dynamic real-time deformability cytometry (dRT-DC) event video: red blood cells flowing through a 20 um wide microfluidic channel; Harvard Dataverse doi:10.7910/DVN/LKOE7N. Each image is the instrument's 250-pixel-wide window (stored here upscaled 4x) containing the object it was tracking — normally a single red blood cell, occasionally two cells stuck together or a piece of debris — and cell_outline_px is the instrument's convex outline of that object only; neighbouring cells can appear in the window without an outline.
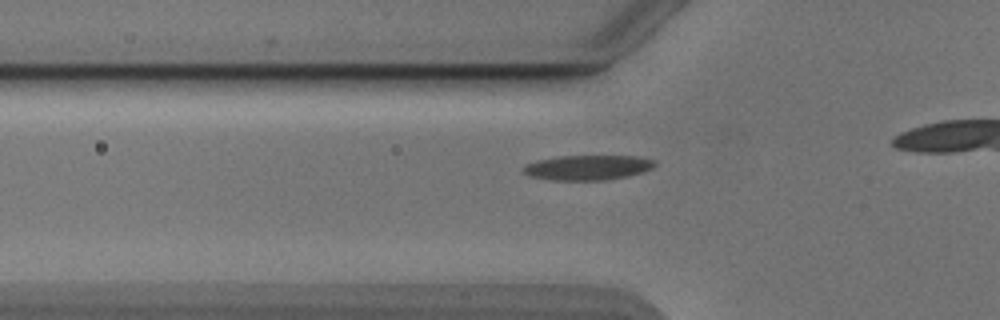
{"species": "Egyptian fruit bat (a non-hibernating species)", "species_latin": "Rousettus aegyptiacus", "temperature_condition": "cold", "stored_images_in_passage": 10, "camera_frame_rate_fps": 3000, "um_per_image_px": 0.085, "animal": {"sex": "male"}, "frame": {"image": 1, "passage_image": 4, "time_ms": 1.0, "image_size_px": [1000, 320], "cell_outline_px": [[656, 164], [652, 168], [644, 172], [628, 176], [608, 180], [552, 180], [528, 176], [520, 168], [524, 164], [536, 160], [560, 156], [636, 156], [656, 160]], "centroid_in_image_um": [49.94, 14.24], "position_along_channel_um": 75.9, "area_um2": 19.36}}
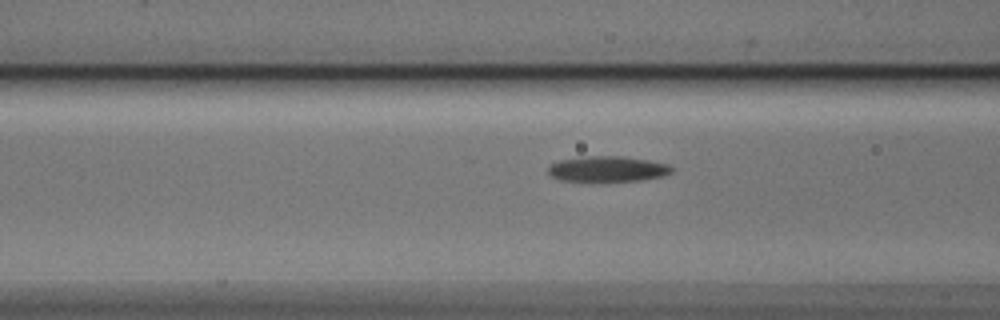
{"frame": {"image": 2, "passage_image": 7, "time_ms": 2.0, "image_size_px": [1000, 320], "cell_outline_px": [[672, 172], [660, 176], [640, 180], [560, 180], [552, 176], [548, 172], [548, 168], [552, 164], [560, 160], [588, 156], [624, 156], [648, 160], [668, 164], [672, 168]], "centroid_in_image_um": [51.65, 14.34], "position_along_channel_um": 115.0, "area_um2": 17.86}}